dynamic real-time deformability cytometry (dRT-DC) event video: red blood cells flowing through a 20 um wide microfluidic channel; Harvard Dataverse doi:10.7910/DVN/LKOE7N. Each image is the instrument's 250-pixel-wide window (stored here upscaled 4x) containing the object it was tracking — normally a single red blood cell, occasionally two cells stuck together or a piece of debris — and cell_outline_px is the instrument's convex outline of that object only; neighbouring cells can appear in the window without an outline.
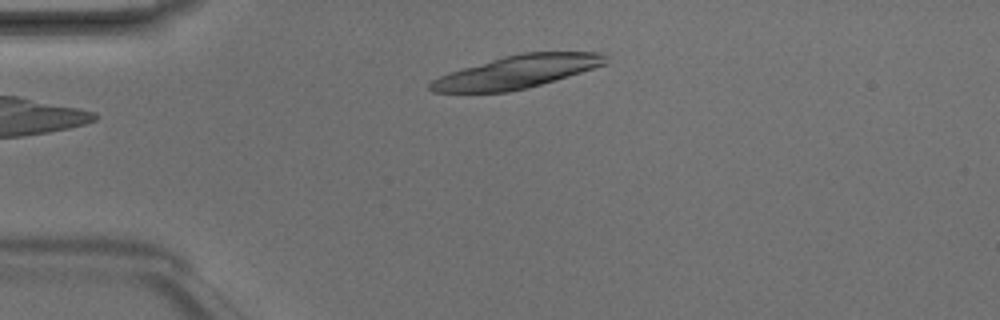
{"species": "Egyptian fruit bat (a non-hibernating species)", "species_latin": "Rousettus aegyptiacus", "temperature_condition": "room temperature", "stored_images_in_passage": 3, "camera_frame_rate_fps": 3000, "um_per_image_px": 0.085, "animal": {"sex": "male"}, "frame": {"image": 1, "passage_image": 3, "time_ms": 0.667, "image_size_px": [1000, 320], "cell_outline_px": [[608, 64], [540, 84], [508, 92], [432, 92], [428, 88], [428, 84], [432, 80], [448, 72], [504, 56], [524, 52], [600, 52], [608, 56]], "centroid_in_image_um": [43.94, 6.1], "position_along_channel_um": 41.1, "area_um2": 33.29}}